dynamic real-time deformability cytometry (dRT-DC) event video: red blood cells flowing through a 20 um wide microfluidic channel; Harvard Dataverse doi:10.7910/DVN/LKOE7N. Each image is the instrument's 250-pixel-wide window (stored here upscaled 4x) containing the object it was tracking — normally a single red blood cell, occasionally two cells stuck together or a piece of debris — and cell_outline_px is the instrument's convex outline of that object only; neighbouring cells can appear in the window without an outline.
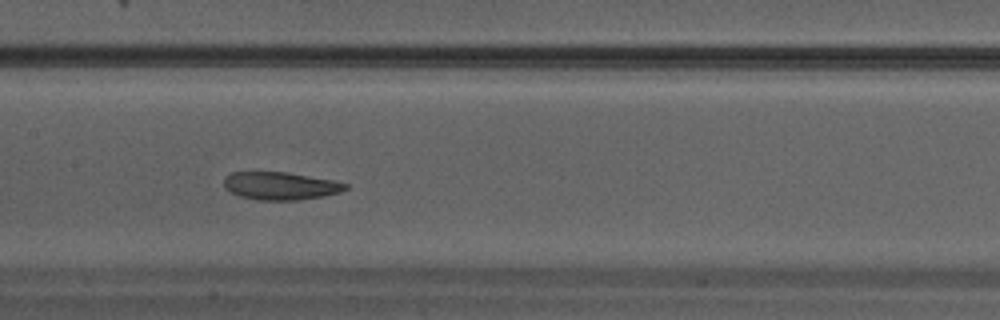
{"species": "Egyptian fruit bat (a non-hibernating species)", "species_latin": "Rousettus aegyptiacus", "temperature_condition": "warm", "stored_images_in_passage": 33, "camera_frame_rate_fps": 3000, "um_per_image_px": 0.085, "animal": {"sex": "male"}, "frame": {"image": 1, "passage_image": 15, "time_ms": 4.667, "image_size_px": [1000, 320], "cell_outline_px": [[348, 188], [340, 192], [324, 196], [300, 200], [256, 200], [240, 196], [224, 188], [224, 176], [232, 172], [288, 172], [332, 180], [348, 184]], "centroid_in_image_um": [23.83, 15.8], "position_along_channel_um": 183.6, "area_um2": 19.77}}